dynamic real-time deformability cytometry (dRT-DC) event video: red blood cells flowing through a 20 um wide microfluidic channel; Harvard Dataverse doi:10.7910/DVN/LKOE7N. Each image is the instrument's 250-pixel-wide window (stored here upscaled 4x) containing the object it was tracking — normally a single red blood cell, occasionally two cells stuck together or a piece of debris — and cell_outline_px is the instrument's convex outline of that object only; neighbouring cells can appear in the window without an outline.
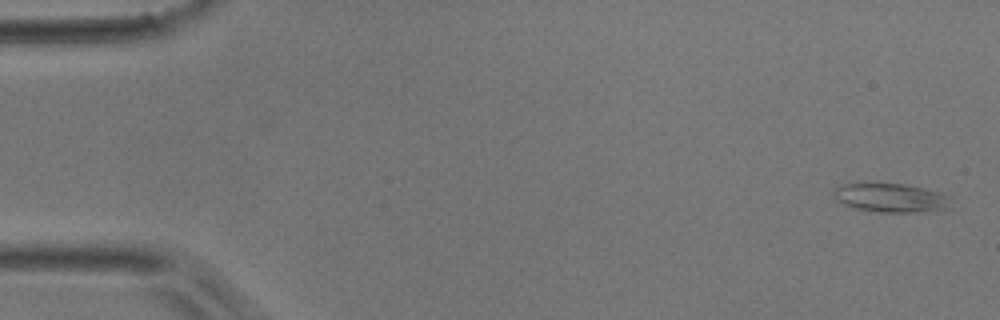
{"species": "common noctule bat (a hibernating species)", "species_latin": "Nyctalus noctula", "temperature_condition": "room temperature", "stored_images_in_passage": 51, "camera_frame_rate_fps": 3000, "um_per_image_px": 0.085, "animal": {"sex": "male", "body_mass_g": 17.9}, "frame": {"image": 1, "passage_image": 2, "time_ms": 0.333, "image_size_px": [1000, 320], "cell_outline_px": [[952, 208], [928, 212], [880, 212], [856, 208], [844, 204], [836, 200], [832, 196], [832, 192], [836, 188], [844, 184], [856, 180], [864, 180], [904, 184], [924, 188], [940, 192], [952, 196]], "centroid_in_image_um": [75.73, 16.77], "position_along_channel_um": 9.3, "area_um2": 20.92}}
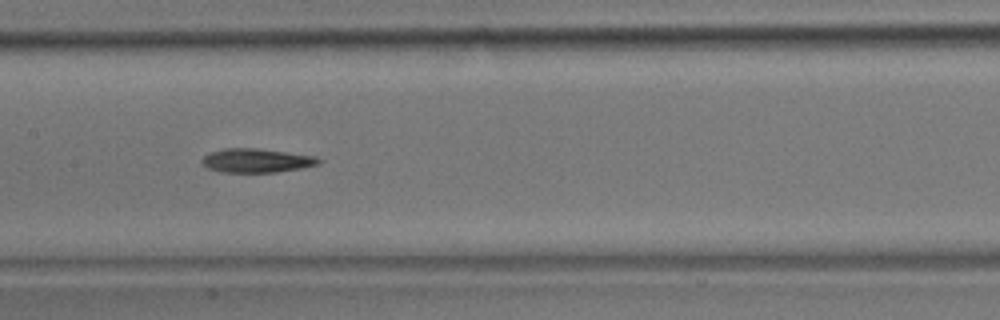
{"frame": {"image": 2, "passage_image": 25, "time_ms": 8.0, "image_size_px": [1000, 320], "cell_outline_px": [[324, 160], [320, 164], [304, 168], [276, 172], [220, 172], [208, 168], [200, 160], [204, 156], [212, 152], [224, 148], [256, 148], [316, 156]], "centroid_in_image_um": [21.86, 13.65], "position_along_channel_um": 185.5, "area_um2": 16.36}}
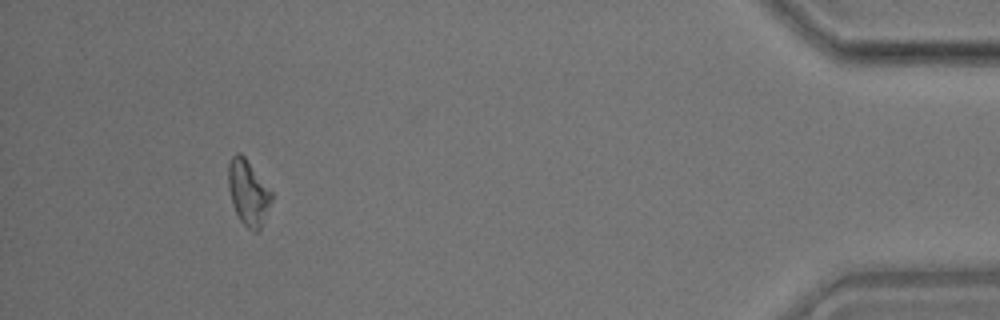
{"frame": {"image": 3, "passage_image": 47, "time_ms": 15.333, "image_size_px": [1000, 320], "cell_outline_px": [[272, 200], [260, 228], [256, 232], [252, 232], [240, 220], [232, 204], [228, 188], [228, 164], [232, 156], [236, 152], [240, 152], [244, 156], [272, 192]], "centroid_in_image_um": [21.08, 16.36], "position_along_channel_um": 414.1, "area_um2": 16.3}}